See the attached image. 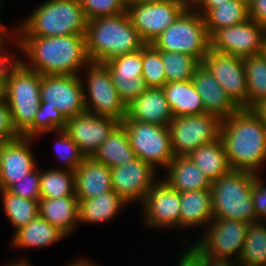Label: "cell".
<instances>
[{
	"label": "cell",
	"instance_id": "6f0895ef",
	"mask_svg": "<svg viewBox=\"0 0 266 266\" xmlns=\"http://www.w3.org/2000/svg\"><path fill=\"white\" fill-rule=\"evenodd\" d=\"M262 55L266 58V39L261 51Z\"/></svg>",
	"mask_w": 266,
	"mask_h": 266
},
{
	"label": "cell",
	"instance_id": "ffe728a7",
	"mask_svg": "<svg viewBox=\"0 0 266 266\" xmlns=\"http://www.w3.org/2000/svg\"><path fill=\"white\" fill-rule=\"evenodd\" d=\"M32 140L33 138L19 136L0 143V190H7L37 168L30 146Z\"/></svg>",
	"mask_w": 266,
	"mask_h": 266
},
{
	"label": "cell",
	"instance_id": "7a4b0ae2",
	"mask_svg": "<svg viewBox=\"0 0 266 266\" xmlns=\"http://www.w3.org/2000/svg\"><path fill=\"white\" fill-rule=\"evenodd\" d=\"M220 138L232 170L258 174L266 160V126L252 109L240 108L222 120Z\"/></svg>",
	"mask_w": 266,
	"mask_h": 266
},
{
	"label": "cell",
	"instance_id": "30bf717a",
	"mask_svg": "<svg viewBox=\"0 0 266 266\" xmlns=\"http://www.w3.org/2000/svg\"><path fill=\"white\" fill-rule=\"evenodd\" d=\"M86 69L89 96L84 91V101L87 112L116 118L122 122L126 117V106L113 85L107 67L103 63L90 62Z\"/></svg>",
	"mask_w": 266,
	"mask_h": 266
},
{
	"label": "cell",
	"instance_id": "c3c4849f",
	"mask_svg": "<svg viewBox=\"0 0 266 266\" xmlns=\"http://www.w3.org/2000/svg\"><path fill=\"white\" fill-rule=\"evenodd\" d=\"M226 1L229 0H193L189 5L198 13L201 12L200 14L203 15V13H205L208 9L217 7L218 4H223Z\"/></svg>",
	"mask_w": 266,
	"mask_h": 266
},
{
	"label": "cell",
	"instance_id": "f907efd6",
	"mask_svg": "<svg viewBox=\"0 0 266 266\" xmlns=\"http://www.w3.org/2000/svg\"><path fill=\"white\" fill-rule=\"evenodd\" d=\"M252 110L260 117L263 124L266 126V99L257 104Z\"/></svg>",
	"mask_w": 266,
	"mask_h": 266
},
{
	"label": "cell",
	"instance_id": "5b68a950",
	"mask_svg": "<svg viewBox=\"0 0 266 266\" xmlns=\"http://www.w3.org/2000/svg\"><path fill=\"white\" fill-rule=\"evenodd\" d=\"M258 175L230 170L211 185L213 219L257 222L252 201V183Z\"/></svg>",
	"mask_w": 266,
	"mask_h": 266
},
{
	"label": "cell",
	"instance_id": "4316f807",
	"mask_svg": "<svg viewBox=\"0 0 266 266\" xmlns=\"http://www.w3.org/2000/svg\"><path fill=\"white\" fill-rule=\"evenodd\" d=\"M213 220L212 194L210 189L181 193L180 227H195Z\"/></svg>",
	"mask_w": 266,
	"mask_h": 266
},
{
	"label": "cell",
	"instance_id": "2e32d148",
	"mask_svg": "<svg viewBox=\"0 0 266 266\" xmlns=\"http://www.w3.org/2000/svg\"><path fill=\"white\" fill-rule=\"evenodd\" d=\"M142 206L149 227H180L181 193L164 180L157 181L148 190Z\"/></svg>",
	"mask_w": 266,
	"mask_h": 266
},
{
	"label": "cell",
	"instance_id": "11a10c76",
	"mask_svg": "<svg viewBox=\"0 0 266 266\" xmlns=\"http://www.w3.org/2000/svg\"><path fill=\"white\" fill-rule=\"evenodd\" d=\"M1 2H2V0H0V5H1ZM4 25L2 24V23H0V40H3V39H7V35H8V33H6L7 32V30L5 29V27H3Z\"/></svg>",
	"mask_w": 266,
	"mask_h": 266
},
{
	"label": "cell",
	"instance_id": "91938a15",
	"mask_svg": "<svg viewBox=\"0 0 266 266\" xmlns=\"http://www.w3.org/2000/svg\"><path fill=\"white\" fill-rule=\"evenodd\" d=\"M189 4L193 1V0H186Z\"/></svg>",
	"mask_w": 266,
	"mask_h": 266
},
{
	"label": "cell",
	"instance_id": "5bb4252c",
	"mask_svg": "<svg viewBox=\"0 0 266 266\" xmlns=\"http://www.w3.org/2000/svg\"><path fill=\"white\" fill-rule=\"evenodd\" d=\"M266 39V27L251 19L223 27L210 36V48L226 54L246 58L260 54Z\"/></svg>",
	"mask_w": 266,
	"mask_h": 266
},
{
	"label": "cell",
	"instance_id": "f35d334b",
	"mask_svg": "<svg viewBox=\"0 0 266 266\" xmlns=\"http://www.w3.org/2000/svg\"><path fill=\"white\" fill-rule=\"evenodd\" d=\"M67 118L57 109L45 108V103H40L33 125L22 137L35 139L40 133L64 130Z\"/></svg>",
	"mask_w": 266,
	"mask_h": 266
},
{
	"label": "cell",
	"instance_id": "e575fe53",
	"mask_svg": "<svg viewBox=\"0 0 266 266\" xmlns=\"http://www.w3.org/2000/svg\"><path fill=\"white\" fill-rule=\"evenodd\" d=\"M262 222L248 224L243 250L238 259L240 266H266V226Z\"/></svg>",
	"mask_w": 266,
	"mask_h": 266
},
{
	"label": "cell",
	"instance_id": "d6a6232c",
	"mask_svg": "<svg viewBox=\"0 0 266 266\" xmlns=\"http://www.w3.org/2000/svg\"><path fill=\"white\" fill-rule=\"evenodd\" d=\"M247 81V109L266 99V58L262 53L244 58Z\"/></svg>",
	"mask_w": 266,
	"mask_h": 266
},
{
	"label": "cell",
	"instance_id": "bcb514c9",
	"mask_svg": "<svg viewBox=\"0 0 266 266\" xmlns=\"http://www.w3.org/2000/svg\"><path fill=\"white\" fill-rule=\"evenodd\" d=\"M4 41L6 43V39L0 41V80H7L11 70L20 62V59H12L4 53Z\"/></svg>",
	"mask_w": 266,
	"mask_h": 266
},
{
	"label": "cell",
	"instance_id": "8992f818",
	"mask_svg": "<svg viewBox=\"0 0 266 266\" xmlns=\"http://www.w3.org/2000/svg\"><path fill=\"white\" fill-rule=\"evenodd\" d=\"M151 44L159 51L181 52L202 63L210 36L203 16L189 5Z\"/></svg>",
	"mask_w": 266,
	"mask_h": 266
},
{
	"label": "cell",
	"instance_id": "7dc6e473",
	"mask_svg": "<svg viewBox=\"0 0 266 266\" xmlns=\"http://www.w3.org/2000/svg\"><path fill=\"white\" fill-rule=\"evenodd\" d=\"M248 18L266 27V0H254L248 7Z\"/></svg>",
	"mask_w": 266,
	"mask_h": 266
},
{
	"label": "cell",
	"instance_id": "f5cc1de1",
	"mask_svg": "<svg viewBox=\"0 0 266 266\" xmlns=\"http://www.w3.org/2000/svg\"><path fill=\"white\" fill-rule=\"evenodd\" d=\"M68 266H96L95 263H91L89 262L88 260L85 261V260H78L76 262H73L72 264L68 265Z\"/></svg>",
	"mask_w": 266,
	"mask_h": 266
},
{
	"label": "cell",
	"instance_id": "680465c9",
	"mask_svg": "<svg viewBox=\"0 0 266 266\" xmlns=\"http://www.w3.org/2000/svg\"><path fill=\"white\" fill-rule=\"evenodd\" d=\"M242 1L247 7L254 1V0H240Z\"/></svg>",
	"mask_w": 266,
	"mask_h": 266
},
{
	"label": "cell",
	"instance_id": "db71d44e",
	"mask_svg": "<svg viewBox=\"0 0 266 266\" xmlns=\"http://www.w3.org/2000/svg\"><path fill=\"white\" fill-rule=\"evenodd\" d=\"M158 1H162V0H126V3H127V5H131V4L158 2Z\"/></svg>",
	"mask_w": 266,
	"mask_h": 266
},
{
	"label": "cell",
	"instance_id": "ee69618b",
	"mask_svg": "<svg viewBox=\"0 0 266 266\" xmlns=\"http://www.w3.org/2000/svg\"><path fill=\"white\" fill-rule=\"evenodd\" d=\"M19 136L14 129L7 103L0 102V143L17 139Z\"/></svg>",
	"mask_w": 266,
	"mask_h": 266
},
{
	"label": "cell",
	"instance_id": "e0dca14e",
	"mask_svg": "<svg viewBox=\"0 0 266 266\" xmlns=\"http://www.w3.org/2000/svg\"><path fill=\"white\" fill-rule=\"evenodd\" d=\"M120 123L116 118L84 112L68 118L64 130L85 157H92Z\"/></svg>",
	"mask_w": 266,
	"mask_h": 266
},
{
	"label": "cell",
	"instance_id": "9a60e30c",
	"mask_svg": "<svg viewBox=\"0 0 266 266\" xmlns=\"http://www.w3.org/2000/svg\"><path fill=\"white\" fill-rule=\"evenodd\" d=\"M202 63L210 70L232 101L247 109V81L244 58L209 49Z\"/></svg>",
	"mask_w": 266,
	"mask_h": 266
},
{
	"label": "cell",
	"instance_id": "d6986e66",
	"mask_svg": "<svg viewBox=\"0 0 266 266\" xmlns=\"http://www.w3.org/2000/svg\"><path fill=\"white\" fill-rule=\"evenodd\" d=\"M103 64L109 70L113 85L125 106L148 88L141 77L142 49L114 57Z\"/></svg>",
	"mask_w": 266,
	"mask_h": 266
},
{
	"label": "cell",
	"instance_id": "d590c367",
	"mask_svg": "<svg viewBox=\"0 0 266 266\" xmlns=\"http://www.w3.org/2000/svg\"><path fill=\"white\" fill-rule=\"evenodd\" d=\"M1 195L4 211L16 231L39 215V201L19 197L8 190H1Z\"/></svg>",
	"mask_w": 266,
	"mask_h": 266
},
{
	"label": "cell",
	"instance_id": "f1b7e54d",
	"mask_svg": "<svg viewBox=\"0 0 266 266\" xmlns=\"http://www.w3.org/2000/svg\"><path fill=\"white\" fill-rule=\"evenodd\" d=\"M92 158L109 168L126 165L135 158L127 132L121 124L99 146Z\"/></svg>",
	"mask_w": 266,
	"mask_h": 266
},
{
	"label": "cell",
	"instance_id": "ab89813d",
	"mask_svg": "<svg viewBox=\"0 0 266 266\" xmlns=\"http://www.w3.org/2000/svg\"><path fill=\"white\" fill-rule=\"evenodd\" d=\"M88 21L127 12L126 0H79Z\"/></svg>",
	"mask_w": 266,
	"mask_h": 266
},
{
	"label": "cell",
	"instance_id": "ba28073f",
	"mask_svg": "<svg viewBox=\"0 0 266 266\" xmlns=\"http://www.w3.org/2000/svg\"><path fill=\"white\" fill-rule=\"evenodd\" d=\"M120 124L127 132L135 157L155 170L158 166L167 168L174 158L168 126L135 120H123Z\"/></svg>",
	"mask_w": 266,
	"mask_h": 266
},
{
	"label": "cell",
	"instance_id": "6da1fadb",
	"mask_svg": "<svg viewBox=\"0 0 266 266\" xmlns=\"http://www.w3.org/2000/svg\"><path fill=\"white\" fill-rule=\"evenodd\" d=\"M12 40L26 54L31 65L20 62L41 75H79L87 67L85 35H62L51 37L18 36ZM80 69V70H79Z\"/></svg>",
	"mask_w": 266,
	"mask_h": 266
},
{
	"label": "cell",
	"instance_id": "3957f363",
	"mask_svg": "<svg viewBox=\"0 0 266 266\" xmlns=\"http://www.w3.org/2000/svg\"><path fill=\"white\" fill-rule=\"evenodd\" d=\"M85 42L90 62L95 63L137 52L146 45L127 12L88 21Z\"/></svg>",
	"mask_w": 266,
	"mask_h": 266
},
{
	"label": "cell",
	"instance_id": "7c38bea8",
	"mask_svg": "<svg viewBox=\"0 0 266 266\" xmlns=\"http://www.w3.org/2000/svg\"><path fill=\"white\" fill-rule=\"evenodd\" d=\"M79 75H41L40 98L45 108L57 109L68 119L87 112Z\"/></svg>",
	"mask_w": 266,
	"mask_h": 266
},
{
	"label": "cell",
	"instance_id": "8fae6325",
	"mask_svg": "<svg viewBox=\"0 0 266 266\" xmlns=\"http://www.w3.org/2000/svg\"><path fill=\"white\" fill-rule=\"evenodd\" d=\"M189 6L186 0H162L127 5L133 27L146 44H151Z\"/></svg>",
	"mask_w": 266,
	"mask_h": 266
},
{
	"label": "cell",
	"instance_id": "7bdbcfd3",
	"mask_svg": "<svg viewBox=\"0 0 266 266\" xmlns=\"http://www.w3.org/2000/svg\"><path fill=\"white\" fill-rule=\"evenodd\" d=\"M261 182L262 179L258 175L252 183V201L257 222H261L262 219L266 221V186Z\"/></svg>",
	"mask_w": 266,
	"mask_h": 266
},
{
	"label": "cell",
	"instance_id": "9c48e42d",
	"mask_svg": "<svg viewBox=\"0 0 266 266\" xmlns=\"http://www.w3.org/2000/svg\"><path fill=\"white\" fill-rule=\"evenodd\" d=\"M222 120L212 114L173 118L168 125L174 156H188L201 145L220 137Z\"/></svg>",
	"mask_w": 266,
	"mask_h": 266
},
{
	"label": "cell",
	"instance_id": "f6af8a7d",
	"mask_svg": "<svg viewBox=\"0 0 266 266\" xmlns=\"http://www.w3.org/2000/svg\"><path fill=\"white\" fill-rule=\"evenodd\" d=\"M191 246L182 253L178 266H205L204 254L194 244Z\"/></svg>",
	"mask_w": 266,
	"mask_h": 266
},
{
	"label": "cell",
	"instance_id": "681fc988",
	"mask_svg": "<svg viewBox=\"0 0 266 266\" xmlns=\"http://www.w3.org/2000/svg\"><path fill=\"white\" fill-rule=\"evenodd\" d=\"M205 266H240L238 265V261H234V259H220V258H212L210 256L204 255Z\"/></svg>",
	"mask_w": 266,
	"mask_h": 266
},
{
	"label": "cell",
	"instance_id": "52a82bcc",
	"mask_svg": "<svg viewBox=\"0 0 266 266\" xmlns=\"http://www.w3.org/2000/svg\"><path fill=\"white\" fill-rule=\"evenodd\" d=\"M41 74L19 62L7 78L6 103L15 131L22 136L32 125L39 110Z\"/></svg>",
	"mask_w": 266,
	"mask_h": 266
},
{
	"label": "cell",
	"instance_id": "836d02e7",
	"mask_svg": "<svg viewBox=\"0 0 266 266\" xmlns=\"http://www.w3.org/2000/svg\"><path fill=\"white\" fill-rule=\"evenodd\" d=\"M41 198H62L76 196L75 174L65 169L40 171Z\"/></svg>",
	"mask_w": 266,
	"mask_h": 266
},
{
	"label": "cell",
	"instance_id": "74e56055",
	"mask_svg": "<svg viewBox=\"0 0 266 266\" xmlns=\"http://www.w3.org/2000/svg\"><path fill=\"white\" fill-rule=\"evenodd\" d=\"M162 62L161 51L152 44H146L142 48V74L148 88L163 87L166 84V77Z\"/></svg>",
	"mask_w": 266,
	"mask_h": 266
},
{
	"label": "cell",
	"instance_id": "60d3db41",
	"mask_svg": "<svg viewBox=\"0 0 266 266\" xmlns=\"http://www.w3.org/2000/svg\"><path fill=\"white\" fill-rule=\"evenodd\" d=\"M59 134L60 139L55 145L57 155L64 162L65 169L74 172L85 156L65 130H59Z\"/></svg>",
	"mask_w": 266,
	"mask_h": 266
},
{
	"label": "cell",
	"instance_id": "d4e9b609",
	"mask_svg": "<svg viewBox=\"0 0 266 266\" xmlns=\"http://www.w3.org/2000/svg\"><path fill=\"white\" fill-rule=\"evenodd\" d=\"M38 212L40 217L68 235L79 222V201L76 196L41 198Z\"/></svg>",
	"mask_w": 266,
	"mask_h": 266
},
{
	"label": "cell",
	"instance_id": "603a6c76",
	"mask_svg": "<svg viewBox=\"0 0 266 266\" xmlns=\"http://www.w3.org/2000/svg\"><path fill=\"white\" fill-rule=\"evenodd\" d=\"M74 174L78 201L113 191L111 168L92 157H85Z\"/></svg>",
	"mask_w": 266,
	"mask_h": 266
},
{
	"label": "cell",
	"instance_id": "44dd1931",
	"mask_svg": "<svg viewBox=\"0 0 266 266\" xmlns=\"http://www.w3.org/2000/svg\"><path fill=\"white\" fill-rule=\"evenodd\" d=\"M191 80L201 97L205 113L224 120L240 109L203 63L196 68Z\"/></svg>",
	"mask_w": 266,
	"mask_h": 266
},
{
	"label": "cell",
	"instance_id": "816d5d0a",
	"mask_svg": "<svg viewBox=\"0 0 266 266\" xmlns=\"http://www.w3.org/2000/svg\"><path fill=\"white\" fill-rule=\"evenodd\" d=\"M7 80H0V102H6Z\"/></svg>",
	"mask_w": 266,
	"mask_h": 266
},
{
	"label": "cell",
	"instance_id": "f546056e",
	"mask_svg": "<svg viewBox=\"0 0 266 266\" xmlns=\"http://www.w3.org/2000/svg\"><path fill=\"white\" fill-rule=\"evenodd\" d=\"M188 157L211 182L218 180L232 170L228 164L225 147L220 137L214 142L201 145Z\"/></svg>",
	"mask_w": 266,
	"mask_h": 266
},
{
	"label": "cell",
	"instance_id": "4dcf8cb0",
	"mask_svg": "<svg viewBox=\"0 0 266 266\" xmlns=\"http://www.w3.org/2000/svg\"><path fill=\"white\" fill-rule=\"evenodd\" d=\"M126 202L114 191L79 201L80 223H103L112 219Z\"/></svg>",
	"mask_w": 266,
	"mask_h": 266
},
{
	"label": "cell",
	"instance_id": "9f6ffc18",
	"mask_svg": "<svg viewBox=\"0 0 266 266\" xmlns=\"http://www.w3.org/2000/svg\"><path fill=\"white\" fill-rule=\"evenodd\" d=\"M9 266H29L28 262L24 260H18L17 262L11 263Z\"/></svg>",
	"mask_w": 266,
	"mask_h": 266
},
{
	"label": "cell",
	"instance_id": "1f68e13d",
	"mask_svg": "<svg viewBox=\"0 0 266 266\" xmlns=\"http://www.w3.org/2000/svg\"><path fill=\"white\" fill-rule=\"evenodd\" d=\"M202 16L211 36L218 29L245 22L248 19V7L240 0H229L208 9Z\"/></svg>",
	"mask_w": 266,
	"mask_h": 266
},
{
	"label": "cell",
	"instance_id": "cb8c5ba5",
	"mask_svg": "<svg viewBox=\"0 0 266 266\" xmlns=\"http://www.w3.org/2000/svg\"><path fill=\"white\" fill-rule=\"evenodd\" d=\"M166 169L168 173L164 181L180 193L211 189L212 182L210 179L203 174L188 156H174Z\"/></svg>",
	"mask_w": 266,
	"mask_h": 266
},
{
	"label": "cell",
	"instance_id": "7402d4cb",
	"mask_svg": "<svg viewBox=\"0 0 266 266\" xmlns=\"http://www.w3.org/2000/svg\"><path fill=\"white\" fill-rule=\"evenodd\" d=\"M174 116L162 87L147 88L126 106L124 120L168 126Z\"/></svg>",
	"mask_w": 266,
	"mask_h": 266
},
{
	"label": "cell",
	"instance_id": "83f0119b",
	"mask_svg": "<svg viewBox=\"0 0 266 266\" xmlns=\"http://www.w3.org/2000/svg\"><path fill=\"white\" fill-rule=\"evenodd\" d=\"M13 245L17 248L45 247L67 236L58 227L51 225L39 215L13 234Z\"/></svg>",
	"mask_w": 266,
	"mask_h": 266
},
{
	"label": "cell",
	"instance_id": "8d00e7d4",
	"mask_svg": "<svg viewBox=\"0 0 266 266\" xmlns=\"http://www.w3.org/2000/svg\"><path fill=\"white\" fill-rule=\"evenodd\" d=\"M166 83L191 80L201 64L195 57L181 52L161 51Z\"/></svg>",
	"mask_w": 266,
	"mask_h": 266
},
{
	"label": "cell",
	"instance_id": "ac0fdd59",
	"mask_svg": "<svg viewBox=\"0 0 266 266\" xmlns=\"http://www.w3.org/2000/svg\"><path fill=\"white\" fill-rule=\"evenodd\" d=\"M156 170L145 161L135 157L126 165L111 168L113 191L127 204H142L148 190L159 180Z\"/></svg>",
	"mask_w": 266,
	"mask_h": 266
},
{
	"label": "cell",
	"instance_id": "4fadbf2b",
	"mask_svg": "<svg viewBox=\"0 0 266 266\" xmlns=\"http://www.w3.org/2000/svg\"><path fill=\"white\" fill-rule=\"evenodd\" d=\"M211 225V226H210ZM209 229L194 245L204 254L212 258L229 259L235 254V261L241 256L248 223L238 220L213 219Z\"/></svg>",
	"mask_w": 266,
	"mask_h": 266
},
{
	"label": "cell",
	"instance_id": "277c9868",
	"mask_svg": "<svg viewBox=\"0 0 266 266\" xmlns=\"http://www.w3.org/2000/svg\"><path fill=\"white\" fill-rule=\"evenodd\" d=\"M87 22L79 0H48L37 7L22 23L17 35L38 37L85 35Z\"/></svg>",
	"mask_w": 266,
	"mask_h": 266
},
{
	"label": "cell",
	"instance_id": "b9f144b4",
	"mask_svg": "<svg viewBox=\"0 0 266 266\" xmlns=\"http://www.w3.org/2000/svg\"><path fill=\"white\" fill-rule=\"evenodd\" d=\"M7 190L19 197L39 201L41 199L40 171L35 168L31 173L27 174L25 178L18 180Z\"/></svg>",
	"mask_w": 266,
	"mask_h": 266
},
{
	"label": "cell",
	"instance_id": "484cf974",
	"mask_svg": "<svg viewBox=\"0 0 266 266\" xmlns=\"http://www.w3.org/2000/svg\"><path fill=\"white\" fill-rule=\"evenodd\" d=\"M174 118L204 114V106L192 80L166 83L163 87Z\"/></svg>",
	"mask_w": 266,
	"mask_h": 266
}]
</instances>
